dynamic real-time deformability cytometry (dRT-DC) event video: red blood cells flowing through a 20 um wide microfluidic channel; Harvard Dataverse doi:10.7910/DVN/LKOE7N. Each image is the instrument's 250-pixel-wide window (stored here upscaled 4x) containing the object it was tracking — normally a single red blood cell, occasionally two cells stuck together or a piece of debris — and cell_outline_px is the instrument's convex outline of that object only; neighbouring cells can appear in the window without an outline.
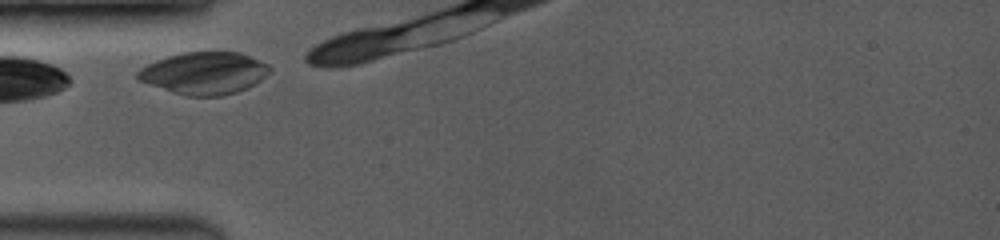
{"species": "common noctule bat (a hibernating species)", "species_latin": "Nyctalus noctula", "temperature_condition": "room temperature", "stored_images_in_passage": 18, "camera_frame_rate_fps": 3500, "um_per_image_px": 0.085, "animal": {"sex": "female", "body_mass_g": 19.0, "forearm_length_mm": 53.3}, "frame": {"image": 1, "passage_image": 1, "time_ms": 0.0, "image_size_px": [1000, 240], "cell_outline_px": [[272, 68], [260, 80], [236, 92], [220, 96], [188, 96], [172, 92], [140, 80], [136, 76], [136, 72], [140, 68], [156, 60], [168, 56], [184, 52], [240, 52], [268, 64]], "centroid_in_image_um": [17.35, 6.21], "position_along_channel_um": 67.7, "area_um2": 32.02}}
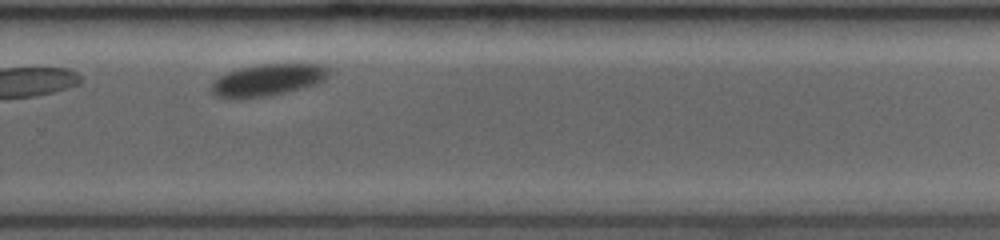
{"frame": {"image": 2, "passage_image": 16, "time_ms": 8.0, "image_size_px": [1000, 240], "cell_outline_px": [[332, 68], [328, 76], [324, 80], [316, 84], [304, 88], [268, 96], [216, 96], [212, 92], [212, 84], [220, 76], [228, 72], [240, 68], [260, 64], [324, 64]], "centroid_in_image_um": [22.89, 6.75], "position_along_channel_um": 306.9, "area_um2": 21.33}}
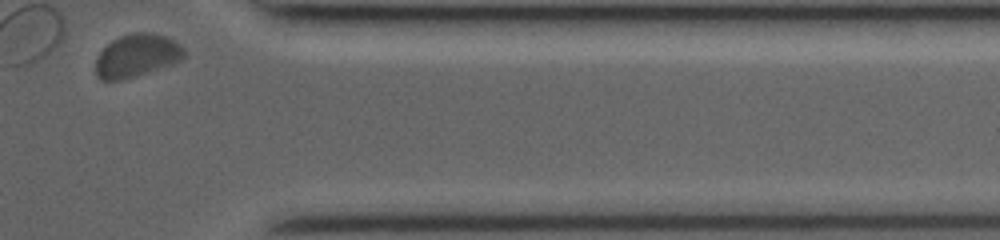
{"frame": {"image": 3, "passage_image": 18, "time_ms": 10.571, "image_size_px": [1000, 240], "cell_outline_px": [[184, 56], [180, 60], [172, 64], [120, 80], [100, 80], [96, 76], [96, 60], [100, 52], [112, 40], [120, 36], [136, 32], [152, 32], [168, 36], [180, 44], [184, 48]], "centroid_in_image_um": [11.63, 4.7], "position_along_channel_um": 399.8, "area_um2": 21.96}}